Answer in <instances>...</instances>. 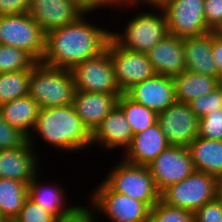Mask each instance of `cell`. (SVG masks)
<instances>
[{"mask_svg":"<svg viewBox=\"0 0 222 222\" xmlns=\"http://www.w3.org/2000/svg\"><path fill=\"white\" fill-rule=\"evenodd\" d=\"M163 12L169 34L178 38L200 36L212 31L206 24L204 0H170Z\"/></svg>","mask_w":222,"mask_h":222,"instance_id":"11","label":"cell"},{"mask_svg":"<svg viewBox=\"0 0 222 222\" xmlns=\"http://www.w3.org/2000/svg\"><path fill=\"white\" fill-rule=\"evenodd\" d=\"M169 1L170 0H131V4H124V5L116 6V7H113V9L117 8V10H118L119 7H121V9L122 8L126 9V7H127V9L132 8V7L137 8L136 6L140 5V4H142L143 7L148 5L147 7H144V8L149 7V9L150 8L163 9L169 3Z\"/></svg>","mask_w":222,"mask_h":222,"instance_id":"40","label":"cell"},{"mask_svg":"<svg viewBox=\"0 0 222 222\" xmlns=\"http://www.w3.org/2000/svg\"><path fill=\"white\" fill-rule=\"evenodd\" d=\"M102 180L112 191L145 203L150 209L160 200V192L147 166L135 165L120 158Z\"/></svg>","mask_w":222,"mask_h":222,"instance_id":"5","label":"cell"},{"mask_svg":"<svg viewBox=\"0 0 222 222\" xmlns=\"http://www.w3.org/2000/svg\"><path fill=\"white\" fill-rule=\"evenodd\" d=\"M117 106L123 111L133 135L146 130L158 121L156 112L130 99L125 93L119 96Z\"/></svg>","mask_w":222,"mask_h":222,"instance_id":"27","label":"cell"},{"mask_svg":"<svg viewBox=\"0 0 222 222\" xmlns=\"http://www.w3.org/2000/svg\"><path fill=\"white\" fill-rule=\"evenodd\" d=\"M57 222H99L97 221L93 210L87 205L80 206L73 214L58 219Z\"/></svg>","mask_w":222,"mask_h":222,"instance_id":"38","label":"cell"},{"mask_svg":"<svg viewBox=\"0 0 222 222\" xmlns=\"http://www.w3.org/2000/svg\"><path fill=\"white\" fill-rule=\"evenodd\" d=\"M218 184H222V175H221L220 178L218 179Z\"/></svg>","mask_w":222,"mask_h":222,"instance_id":"46","label":"cell"},{"mask_svg":"<svg viewBox=\"0 0 222 222\" xmlns=\"http://www.w3.org/2000/svg\"><path fill=\"white\" fill-rule=\"evenodd\" d=\"M212 54L218 69V79L222 83V36L213 31Z\"/></svg>","mask_w":222,"mask_h":222,"instance_id":"39","label":"cell"},{"mask_svg":"<svg viewBox=\"0 0 222 222\" xmlns=\"http://www.w3.org/2000/svg\"><path fill=\"white\" fill-rule=\"evenodd\" d=\"M37 152L28 140L20 147L0 150V178L13 179L28 185L40 170Z\"/></svg>","mask_w":222,"mask_h":222,"instance_id":"16","label":"cell"},{"mask_svg":"<svg viewBox=\"0 0 222 222\" xmlns=\"http://www.w3.org/2000/svg\"><path fill=\"white\" fill-rule=\"evenodd\" d=\"M90 7V0H83Z\"/></svg>","mask_w":222,"mask_h":222,"instance_id":"45","label":"cell"},{"mask_svg":"<svg viewBox=\"0 0 222 222\" xmlns=\"http://www.w3.org/2000/svg\"><path fill=\"white\" fill-rule=\"evenodd\" d=\"M196 171L222 175V141L196 137L188 146Z\"/></svg>","mask_w":222,"mask_h":222,"instance_id":"24","label":"cell"},{"mask_svg":"<svg viewBox=\"0 0 222 222\" xmlns=\"http://www.w3.org/2000/svg\"><path fill=\"white\" fill-rule=\"evenodd\" d=\"M75 91L71 70L50 67L41 62L31 69L29 95L40 108L71 105Z\"/></svg>","mask_w":222,"mask_h":222,"instance_id":"3","label":"cell"},{"mask_svg":"<svg viewBox=\"0 0 222 222\" xmlns=\"http://www.w3.org/2000/svg\"><path fill=\"white\" fill-rule=\"evenodd\" d=\"M14 219L17 222H57L58 220L53 214L36 204L29 197Z\"/></svg>","mask_w":222,"mask_h":222,"instance_id":"33","label":"cell"},{"mask_svg":"<svg viewBox=\"0 0 222 222\" xmlns=\"http://www.w3.org/2000/svg\"><path fill=\"white\" fill-rule=\"evenodd\" d=\"M124 4H131V0H90V8L108 9Z\"/></svg>","mask_w":222,"mask_h":222,"instance_id":"41","label":"cell"},{"mask_svg":"<svg viewBox=\"0 0 222 222\" xmlns=\"http://www.w3.org/2000/svg\"><path fill=\"white\" fill-rule=\"evenodd\" d=\"M157 122L170 145L187 147L198 136L199 118L186 103L168 106Z\"/></svg>","mask_w":222,"mask_h":222,"instance_id":"14","label":"cell"},{"mask_svg":"<svg viewBox=\"0 0 222 222\" xmlns=\"http://www.w3.org/2000/svg\"><path fill=\"white\" fill-rule=\"evenodd\" d=\"M98 9L100 11L102 8H89L76 21L48 32L41 63L72 70L77 64L104 52L111 38V30L85 17Z\"/></svg>","mask_w":222,"mask_h":222,"instance_id":"1","label":"cell"},{"mask_svg":"<svg viewBox=\"0 0 222 222\" xmlns=\"http://www.w3.org/2000/svg\"><path fill=\"white\" fill-rule=\"evenodd\" d=\"M121 94L75 91L72 105L76 114L92 134L116 106Z\"/></svg>","mask_w":222,"mask_h":222,"instance_id":"17","label":"cell"},{"mask_svg":"<svg viewBox=\"0 0 222 222\" xmlns=\"http://www.w3.org/2000/svg\"><path fill=\"white\" fill-rule=\"evenodd\" d=\"M45 39L46 34L28 12L0 16V44L22 49L41 62Z\"/></svg>","mask_w":222,"mask_h":222,"instance_id":"8","label":"cell"},{"mask_svg":"<svg viewBox=\"0 0 222 222\" xmlns=\"http://www.w3.org/2000/svg\"><path fill=\"white\" fill-rule=\"evenodd\" d=\"M37 63L26 51L0 44V73L31 70Z\"/></svg>","mask_w":222,"mask_h":222,"instance_id":"29","label":"cell"},{"mask_svg":"<svg viewBox=\"0 0 222 222\" xmlns=\"http://www.w3.org/2000/svg\"><path fill=\"white\" fill-rule=\"evenodd\" d=\"M28 137L19 129L10 126L0 113V150L22 146Z\"/></svg>","mask_w":222,"mask_h":222,"instance_id":"34","label":"cell"},{"mask_svg":"<svg viewBox=\"0 0 222 222\" xmlns=\"http://www.w3.org/2000/svg\"><path fill=\"white\" fill-rule=\"evenodd\" d=\"M38 173L28 184V197L36 204L43 207L49 213L53 214L57 219L64 218L73 214L79 205H67L66 191L57 182L48 183V181H40Z\"/></svg>","mask_w":222,"mask_h":222,"instance_id":"21","label":"cell"},{"mask_svg":"<svg viewBox=\"0 0 222 222\" xmlns=\"http://www.w3.org/2000/svg\"><path fill=\"white\" fill-rule=\"evenodd\" d=\"M31 0H0V16L27 13Z\"/></svg>","mask_w":222,"mask_h":222,"instance_id":"37","label":"cell"},{"mask_svg":"<svg viewBox=\"0 0 222 222\" xmlns=\"http://www.w3.org/2000/svg\"><path fill=\"white\" fill-rule=\"evenodd\" d=\"M76 91L122 94L107 50L71 70Z\"/></svg>","mask_w":222,"mask_h":222,"instance_id":"9","label":"cell"},{"mask_svg":"<svg viewBox=\"0 0 222 222\" xmlns=\"http://www.w3.org/2000/svg\"><path fill=\"white\" fill-rule=\"evenodd\" d=\"M198 137L222 141V108L199 118Z\"/></svg>","mask_w":222,"mask_h":222,"instance_id":"32","label":"cell"},{"mask_svg":"<svg viewBox=\"0 0 222 222\" xmlns=\"http://www.w3.org/2000/svg\"><path fill=\"white\" fill-rule=\"evenodd\" d=\"M194 222H222V201L217 197L204 204L194 212Z\"/></svg>","mask_w":222,"mask_h":222,"instance_id":"35","label":"cell"},{"mask_svg":"<svg viewBox=\"0 0 222 222\" xmlns=\"http://www.w3.org/2000/svg\"><path fill=\"white\" fill-rule=\"evenodd\" d=\"M182 41L169 34L146 53L157 75L173 78L186 70Z\"/></svg>","mask_w":222,"mask_h":222,"instance_id":"20","label":"cell"},{"mask_svg":"<svg viewBox=\"0 0 222 222\" xmlns=\"http://www.w3.org/2000/svg\"><path fill=\"white\" fill-rule=\"evenodd\" d=\"M106 50L110 54L114 73L123 93L133 85L156 75L146 53L125 49L112 38H110Z\"/></svg>","mask_w":222,"mask_h":222,"instance_id":"10","label":"cell"},{"mask_svg":"<svg viewBox=\"0 0 222 222\" xmlns=\"http://www.w3.org/2000/svg\"><path fill=\"white\" fill-rule=\"evenodd\" d=\"M186 71L218 78L212 54L213 31L200 36L183 38Z\"/></svg>","mask_w":222,"mask_h":222,"instance_id":"22","label":"cell"},{"mask_svg":"<svg viewBox=\"0 0 222 222\" xmlns=\"http://www.w3.org/2000/svg\"><path fill=\"white\" fill-rule=\"evenodd\" d=\"M9 220L6 215L0 213V222H8Z\"/></svg>","mask_w":222,"mask_h":222,"instance_id":"43","label":"cell"},{"mask_svg":"<svg viewBox=\"0 0 222 222\" xmlns=\"http://www.w3.org/2000/svg\"><path fill=\"white\" fill-rule=\"evenodd\" d=\"M132 130L126 120L123 111L116 106L92 133V146L107 150L124 149L129 147L132 141ZM104 147V148H103Z\"/></svg>","mask_w":222,"mask_h":222,"instance_id":"18","label":"cell"},{"mask_svg":"<svg viewBox=\"0 0 222 222\" xmlns=\"http://www.w3.org/2000/svg\"><path fill=\"white\" fill-rule=\"evenodd\" d=\"M91 191L88 206L97 220L101 215L110 222H147L150 208L145 203L112 191L103 181Z\"/></svg>","mask_w":222,"mask_h":222,"instance_id":"7","label":"cell"},{"mask_svg":"<svg viewBox=\"0 0 222 222\" xmlns=\"http://www.w3.org/2000/svg\"><path fill=\"white\" fill-rule=\"evenodd\" d=\"M89 8L83 0H31L28 13L47 34L76 21Z\"/></svg>","mask_w":222,"mask_h":222,"instance_id":"13","label":"cell"},{"mask_svg":"<svg viewBox=\"0 0 222 222\" xmlns=\"http://www.w3.org/2000/svg\"><path fill=\"white\" fill-rule=\"evenodd\" d=\"M147 222H194V212L169 206L159 200L149 210Z\"/></svg>","mask_w":222,"mask_h":222,"instance_id":"30","label":"cell"},{"mask_svg":"<svg viewBox=\"0 0 222 222\" xmlns=\"http://www.w3.org/2000/svg\"><path fill=\"white\" fill-rule=\"evenodd\" d=\"M218 197V178L194 171L187 178L172 184L160 193V200L169 206L195 212Z\"/></svg>","mask_w":222,"mask_h":222,"instance_id":"6","label":"cell"},{"mask_svg":"<svg viewBox=\"0 0 222 222\" xmlns=\"http://www.w3.org/2000/svg\"><path fill=\"white\" fill-rule=\"evenodd\" d=\"M176 102L188 104L190 101L214 91L221 85L218 78L200 73L183 71L173 77Z\"/></svg>","mask_w":222,"mask_h":222,"instance_id":"25","label":"cell"},{"mask_svg":"<svg viewBox=\"0 0 222 222\" xmlns=\"http://www.w3.org/2000/svg\"><path fill=\"white\" fill-rule=\"evenodd\" d=\"M169 146L157 122L146 130L134 134L131 144L121 158L131 164L147 166Z\"/></svg>","mask_w":222,"mask_h":222,"instance_id":"19","label":"cell"},{"mask_svg":"<svg viewBox=\"0 0 222 222\" xmlns=\"http://www.w3.org/2000/svg\"><path fill=\"white\" fill-rule=\"evenodd\" d=\"M216 32L222 36V26Z\"/></svg>","mask_w":222,"mask_h":222,"instance_id":"44","label":"cell"},{"mask_svg":"<svg viewBox=\"0 0 222 222\" xmlns=\"http://www.w3.org/2000/svg\"><path fill=\"white\" fill-rule=\"evenodd\" d=\"M204 16L207 26L217 31L222 26V0H204Z\"/></svg>","mask_w":222,"mask_h":222,"instance_id":"36","label":"cell"},{"mask_svg":"<svg viewBox=\"0 0 222 222\" xmlns=\"http://www.w3.org/2000/svg\"><path fill=\"white\" fill-rule=\"evenodd\" d=\"M8 222H17L15 219H10Z\"/></svg>","mask_w":222,"mask_h":222,"instance_id":"47","label":"cell"},{"mask_svg":"<svg viewBox=\"0 0 222 222\" xmlns=\"http://www.w3.org/2000/svg\"><path fill=\"white\" fill-rule=\"evenodd\" d=\"M192 112L201 118L216 109L222 108V83L214 91L200 96L188 103Z\"/></svg>","mask_w":222,"mask_h":222,"instance_id":"31","label":"cell"},{"mask_svg":"<svg viewBox=\"0 0 222 222\" xmlns=\"http://www.w3.org/2000/svg\"><path fill=\"white\" fill-rule=\"evenodd\" d=\"M151 176L161 193L172 184L182 181L195 171L191 155L186 146L170 145L149 165Z\"/></svg>","mask_w":222,"mask_h":222,"instance_id":"12","label":"cell"},{"mask_svg":"<svg viewBox=\"0 0 222 222\" xmlns=\"http://www.w3.org/2000/svg\"><path fill=\"white\" fill-rule=\"evenodd\" d=\"M39 110V104L30 95L0 105L3 119L27 137L35 127Z\"/></svg>","mask_w":222,"mask_h":222,"instance_id":"23","label":"cell"},{"mask_svg":"<svg viewBox=\"0 0 222 222\" xmlns=\"http://www.w3.org/2000/svg\"><path fill=\"white\" fill-rule=\"evenodd\" d=\"M28 198V185L13 179L0 178V213L14 219Z\"/></svg>","mask_w":222,"mask_h":222,"instance_id":"26","label":"cell"},{"mask_svg":"<svg viewBox=\"0 0 222 222\" xmlns=\"http://www.w3.org/2000/svg\"><path fill=\"white\" fill-rule=\"evenodd\" d=\"M218 198L222 201V184H218Z\"/></svg>","mask_w":222,"mask_h":222,"instance_id":"42","label":"cell"},{"mask_svg":"<svg viewBox=\"0 0 222 222\" xmlns=\"http://www.w3.org/2000/svg\"><path fill=\"white\" fill-rule=\"evenodd\" d=\"M125 94L157 114L176 102L173 78L164 75L156 74L152 78L135 84Z\"/></svg>","mask_w":222,"mask_h":222,"instance_id":"15","label":"cell"},{"mask_svg":"<svg viewBox=\"0 0 222 222\" xmlns=\"http://www.w3.org/2000/svg\"><path fill=\"white\" fill-rule=\"evenodd\" d=\"M30 72L0 73V105L29 95Z\"/></svg>","mask_w":222,"mask_h":222,"instance_id":"28","label":"cell"},{"mask_svg":"<svg viewBox=\"0 0 222 222\" xmlns=\"http://www.w3.org/2000/svg\"><path fill=\"white\" fill-rule=\"evenodd\" d=\"M127 24V25H126ZM122 32L111 31V38L121 47L134 52L147 53L169 35L163 9H150L134 14Z\"/></svg>","mask_w":222,"mask_h":222,"instance_id":"4","label":"cell"},{"mask_svg":"<svg viewBox=\"0 0 222 222\" xmlns=\"http://www.w3.org/2000/svg\"><path fill=\"white\" fill-rule=\"evenodd\" d=\"M35 134L43 143L62 153H79L92 146V134L76 114L72 104L40 108L35 127L28 137V142L36 149Z\"/></svg>","mask_w":222,"mask_h":222,"instance_id":"2","label":"cell"}]
</instances>
